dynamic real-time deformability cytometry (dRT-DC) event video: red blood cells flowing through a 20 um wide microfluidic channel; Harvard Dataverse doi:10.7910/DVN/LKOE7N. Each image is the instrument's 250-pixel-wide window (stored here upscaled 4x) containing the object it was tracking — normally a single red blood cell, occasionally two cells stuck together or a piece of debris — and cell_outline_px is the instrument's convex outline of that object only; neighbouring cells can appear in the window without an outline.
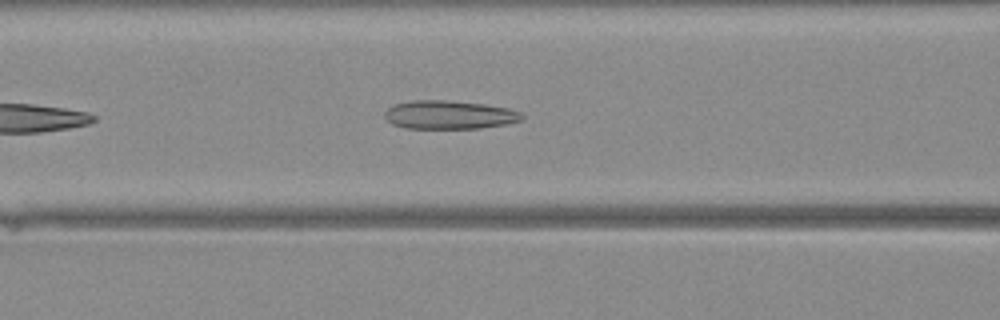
{"species": "Egyptian fruit bat (a non-hibernating species)", "species_latin": "Rousettus aegyptiacus", "temperature_condition": "warm", "stored_images_in_passage": 27, "camera_frame_rate_fps": 3000, "um_per_image_px": 0.085, "animal": {"sex": "female"}, "frame": {"image": 1, "passage_image": 7, "time_ms": 2.0, "image_size_px": [1000, 320], "cell_outline_px": [[524, 116], [520, 120], [504, 124], [480, 128], [404, 128], [392, 124], [384, 116], [384, 112], [392, 104], [412, 100], [448, 100], [484, 104], [508, 108], [520, 112]], "centroid_in_image_um": [38.14, 9.75], "position_along_channel_um": 128.5, "area_um2": 22.77}}
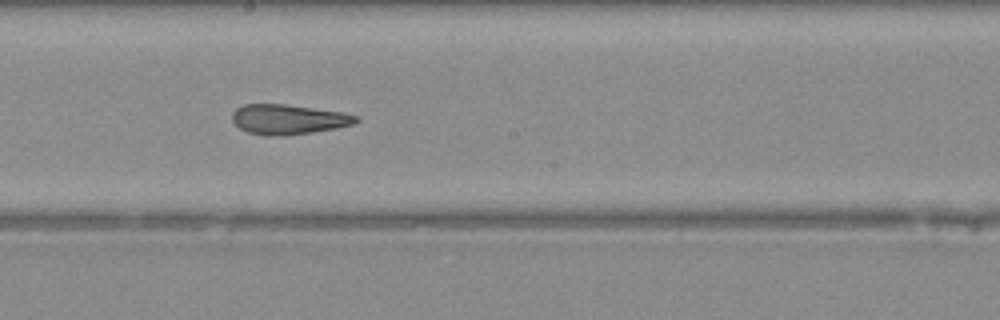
{"frame": {"image": 2, "passage_image": 13, "time_ms": 4.0, "image_size_px": [1000, 320], "cell_outline_px": [[360, 120], [356, 124], [336, 128], [312, 132], [284, 136], [248, 132], [240, 128], [232, 120], [232, 112], [236, 108], [244, 104], [284, 104], [344, 112], [360, 116]], "centroid_in_image_um": [24.57, 10.13], "position_along_channel_um": 223.6, "area_um2": 21.56}}
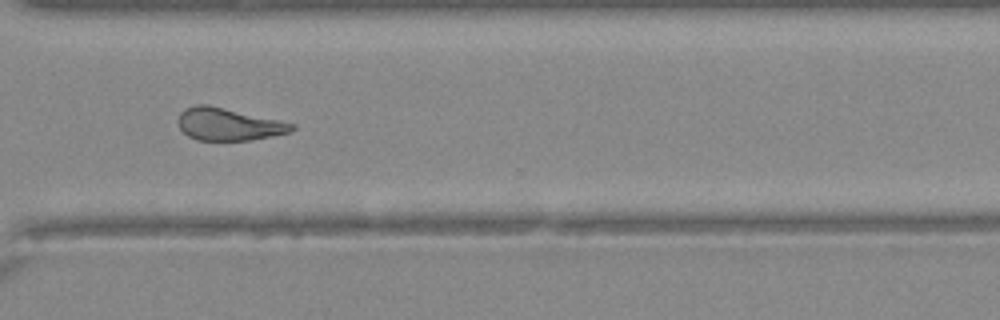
{"frame": {"image": 3, "passage_image": 21, "time_ms": 6.667, "image_size_px": [1000, 320], "cell_outline_px": [[296, 128], [288, 132], [272, 136], [252, 140], [196, 140], [188, 136], [180, 128], [176, 120], [180, 112], [184, 108], [196, 104], [208, 104], [296, 124]], "centroid_in_image_um": [19.38, 10.55], "position_along_channel_um": 351.2, "area_um2": 21.56}}